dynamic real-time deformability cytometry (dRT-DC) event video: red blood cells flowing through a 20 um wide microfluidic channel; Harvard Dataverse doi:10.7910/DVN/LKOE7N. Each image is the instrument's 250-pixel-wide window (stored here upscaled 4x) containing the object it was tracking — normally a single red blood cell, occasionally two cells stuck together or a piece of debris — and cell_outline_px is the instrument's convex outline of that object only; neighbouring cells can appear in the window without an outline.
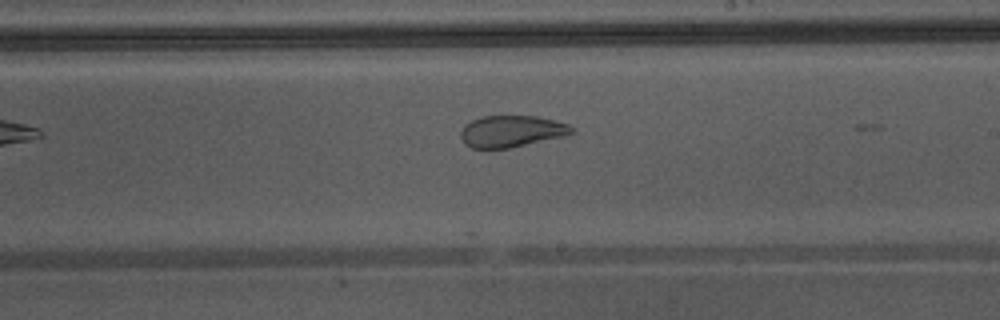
{"species": "Egyptian fruit bat (a non-hibernating species)", "species_latin": "Rousettus aegyptiacus", "temperature_condition": "warm", "stored_images_in_passage": 16, "camera_frame_rate_fps": 3000, "um_per_image_px": 0.085, "animal": {"sex": "male"}, "frame": {"image": 1, "passage_image": 15, "time_ms": 4.667, "image_size_px": [1000, 320], "cell_outline_px": [[576, 132], [564, 136], [508, 148], [472, 148], [464, 144], [460, 136], [460, 132], [464, 124], [480, 116], [536, 116], [568, 124]], "centroid_in_image_um": [43.43, 11.15], "position_along_channel_um": 245.6, "area_um2": 20.4}}